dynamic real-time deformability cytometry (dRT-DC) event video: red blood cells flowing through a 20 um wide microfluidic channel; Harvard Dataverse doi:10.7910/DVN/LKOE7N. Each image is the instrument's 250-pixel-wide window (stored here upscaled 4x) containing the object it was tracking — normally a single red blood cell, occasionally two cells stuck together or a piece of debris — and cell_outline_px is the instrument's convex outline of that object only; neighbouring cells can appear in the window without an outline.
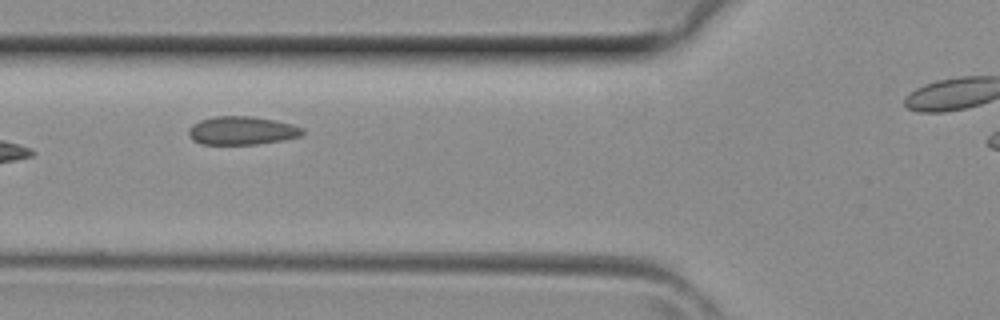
{"species": "common noctule bat (a hibernating species)", "species_latin": "Nyctalus noctula", "temperature_condition": "room temperature", "stored_images_in_passage": 5, "segment_of_instrument_passage": [1, 2], "camera_frame_rate_fps": 3000, "um_per_image_px": 0.085, "animal": {"sex": "female", "body_mass_g": 29.2, "forearm_length_mm": 56.3}, "frame": {"image": 1, "passage_image": 3, "time_ms": 0.667, "image_size_px": [1000, 320], "cell_outline_px": [[304, 132], [300, 136], [284, 140], [256, 144], [200, 144], [192, 140], [188, 136], [188, 128], [192, 124], [200, 120], [216, 116], [252, 116], [276, 120], [292, 124], [304, 128]], "centroid_in_image_um": [20.55, 11.1], "position_along_channel_um": 105.3, "area_um2": 19.02}}
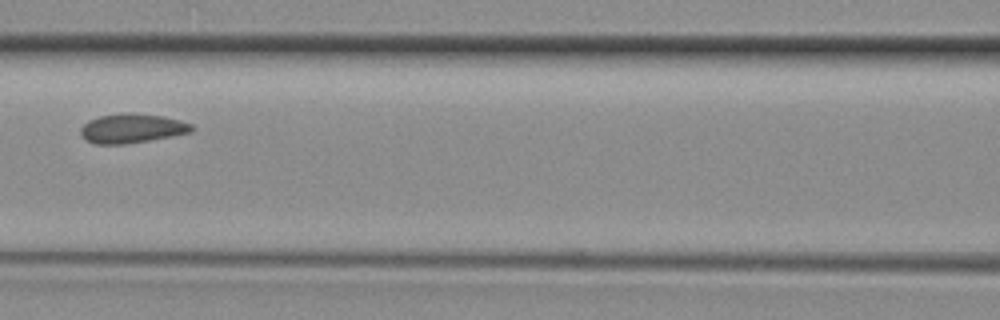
{"frame": {"image": 2, "passage_image": 4, "time_ms": 1.0, "image_size_px": [1000, 320], "cell_outline_px": [[196, 128], [192, 132], [172, 136], [124, 144], [96, 144], [88, 140], [80, 132], [80, 128], [88, 120], [100, 116], [124, 112], [132, 112], [164, 116], [180, 120], [192, 124]], "centroid_in_image_um": [11.26, 10.89], "position_along_channel_um": 155.3, "area_um2": 19.02}}